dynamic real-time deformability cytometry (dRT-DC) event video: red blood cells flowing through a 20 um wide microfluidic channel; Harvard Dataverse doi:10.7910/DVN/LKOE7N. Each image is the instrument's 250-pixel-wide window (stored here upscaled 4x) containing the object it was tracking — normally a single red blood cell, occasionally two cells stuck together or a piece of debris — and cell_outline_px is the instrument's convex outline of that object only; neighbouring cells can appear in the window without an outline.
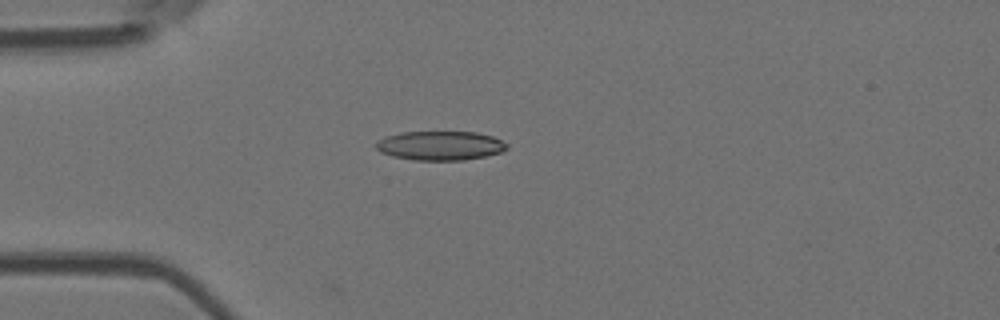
{"species": "Egyptian fruit bat (a non-hibernating species)", "species_latin": "Rousettus aegyptiacus", "temperature_condition": "room temperature", "stored_images_in_passage": 52, "camera_frame_rate_fps": 3000, "um_per_image_px": 0.085, "animal": {"sex": "female"}, "frame": {"image": 1, "passage_image": 13, "time_ms": 4.0, "image_size_px": [1000, 320], "cell_outline_px": [[504, 148], [496, 152], [480, 156], [444, 160], [432, 160], [400, 156], [388, 152], [388, 148], [396, 136], [412, 132], [468, 132], [488, 136], [504, 144]], "centroid_in_image_um": [37.71, 12.36], "position_along_channel_um": 47.3, "area_um2": 18.67}}
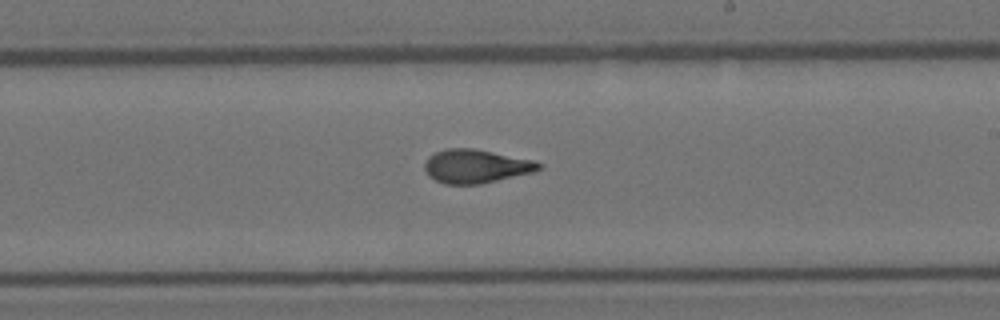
{"frame": {"image": 2, "passage_image": 30, "time_ms": 9.667, "image_size_px": [1000, 320], "cell_outline_px": [[536, 168], [488, 180], [460, 184], [440, 180], [428, 168], [428, 164], [436, 156], [444, 152], [484, 152], [536, 164]], "centroid_in_image_um": [40.37, 14.18], "position_along_channel_um": 248.6, "area_um2": 17.11}}
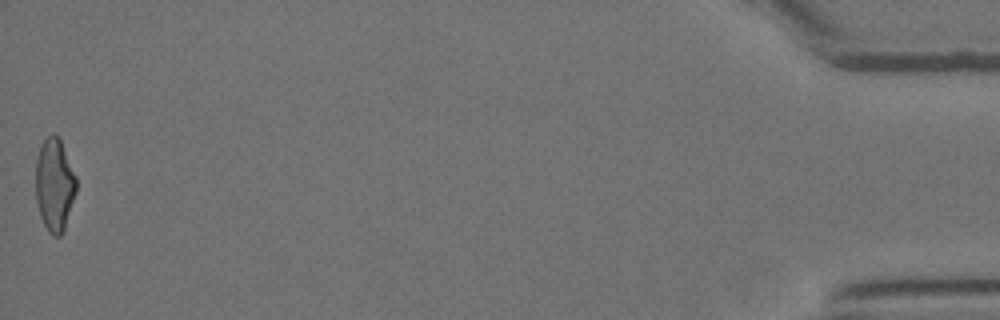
{"frame": {"image": 3, "passage_image": 52, "time_ms": 17.0, "image_size_px": [1000, 320], "cell_outline_px": [[76, 188], [60, 232], [48, 228], [44, 220], [40, 208], [40, 200], [56, 136], [60, 144], [76, 180]], "centroid_in_image_um": [4.88, 16.1], "position_along_channel_um": 430.3, "area_um2": 14.68}, "authors_computed_cell_mechanics": {"area_um2": 17.9758, "velocity_mm_per_s": 3.8044, "shape_relaxation_time_tau1_ms": null, "shape_relaxation_time_tau2_ms": 2.5371, "deformation_change_tau1": null, "deformation_change_tau2": 0.0845}}